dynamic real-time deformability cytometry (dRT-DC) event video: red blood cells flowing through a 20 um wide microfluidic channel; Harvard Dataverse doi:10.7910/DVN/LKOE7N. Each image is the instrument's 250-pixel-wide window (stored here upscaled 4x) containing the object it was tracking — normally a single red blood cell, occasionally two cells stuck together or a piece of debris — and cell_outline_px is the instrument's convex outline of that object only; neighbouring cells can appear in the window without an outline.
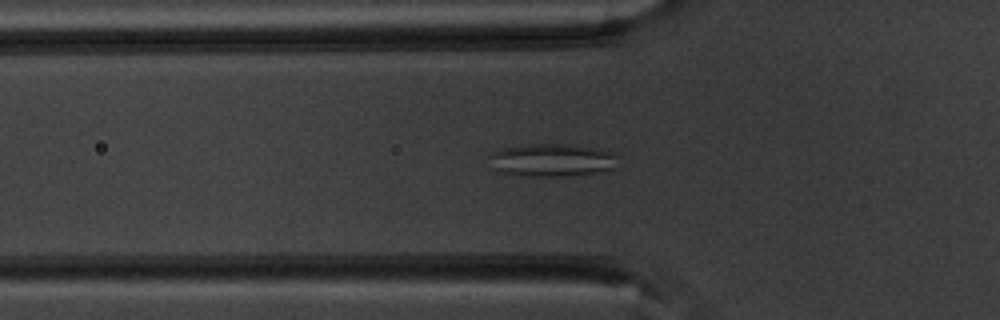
{"species": "common noctule bat (a hibernating species)", "species_latin": "Nyctalus noctula", "temperature_condition": "warm", "stored_images_in_passage": 55, "segment_of_instrument_passage": [1, 2], "camera_frame_rate_fps": 3000, "um_per_image_px": 0.085, "animal": {"sex": "male", "body_mass_g": 20.1, "forearm_length_mm": 53.5}, "frame": {"image": 1, "passage_image": 19, "time_ms": 6.0, "image_size_px": [1000, 320], "cell_outline_px": [[616, 168], [596, 172], [568, 176], [512, 176], [496, 172], [492, 168], [488, 156], [492, 152], [504, 148], [528, 144], [568, 144], [600, 148], [612, 152], [616, 156]], "centroid_in_image_um": [46.86, 13.62], "position_along_channel_um": 78.9, "area_um2": 25.09}}
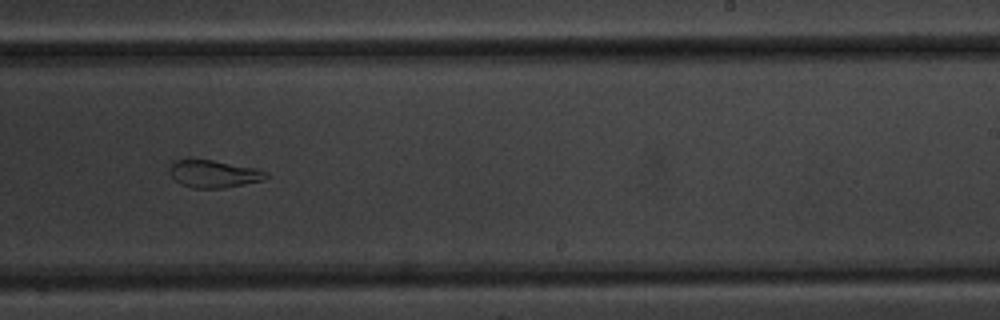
{"frame": {"image": 2, "passage_image": 34, "time_ms": 11.0, "image_size_px": [1000, 320], "cell_outline_px": [[268, 176], [264, 180], [224, 188], [192, 188], [180, 184], [172, 176], [168, 168], [176, 160], [212, 160], [260, 168], [268, 172]], "centroid_in_image_um": [18.22, 14.78], "position_along_channel_um": 270.8, "area_um2": 15.49}}
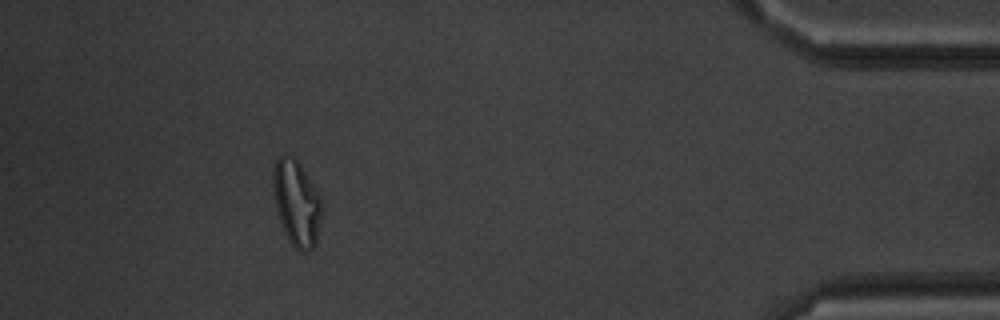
{"frame": {"image": 3, "passage_image": 49, "time_ms": 16.0, "image_size_px": [1000, 320], "cell_outline_px": [[320, 216], [316, 244], [312, 248], [304, 252], [300, 252], [288, 240], [284, 232], [276, 208], [272, 184], [272, 172], [276, 156], [288, 152], [300, 164], [320, 196]], "centroid_in_image_um": [25.16, 17.2], "position_along_channel_um": 410.0, "area_um2": 24.22}}